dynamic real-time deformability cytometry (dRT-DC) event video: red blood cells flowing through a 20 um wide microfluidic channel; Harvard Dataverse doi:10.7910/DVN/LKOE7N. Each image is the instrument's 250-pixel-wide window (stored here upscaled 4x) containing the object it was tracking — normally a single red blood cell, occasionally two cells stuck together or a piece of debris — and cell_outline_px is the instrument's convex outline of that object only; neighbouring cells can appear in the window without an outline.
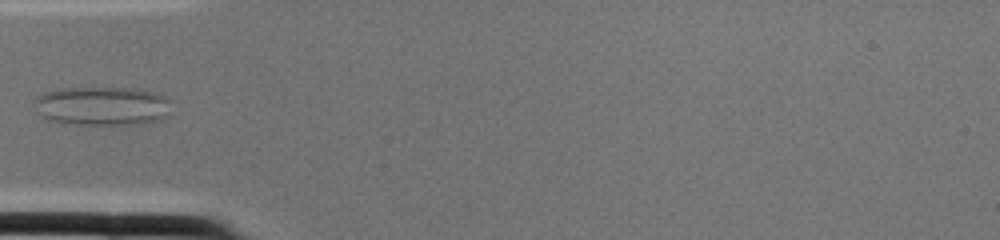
{"species": "common noctule bat (a hibernating species)", "species_latin": "Nyctalus noctula", "temperature_condition": "cold", "stored_images_in_passage": 1, "camera_frame_rate_fps": 3000, "um_per_image_px": 0.085, "animal": {"sex": "female", "body_mass_g": 22.0, "forearm_length_mm": 56.7}, "frame": {"image": 1, "passage_image": 1, "time_ms": 0.0, "image_size_px": [1000, 240], "cell_outline_px": [[168, 116], [160, 120], [140, 124], [80, 124], [48, 120], [40, 116], [32, 100], [36, 96], [44, 92], [60, 88], [132, 88], [152, 92], [164, 96], [168, 100]], "centroid_in_image_um": [8.64, 9.0], "position_along_channel_um": 76.4, "area_um2": 31.04}}